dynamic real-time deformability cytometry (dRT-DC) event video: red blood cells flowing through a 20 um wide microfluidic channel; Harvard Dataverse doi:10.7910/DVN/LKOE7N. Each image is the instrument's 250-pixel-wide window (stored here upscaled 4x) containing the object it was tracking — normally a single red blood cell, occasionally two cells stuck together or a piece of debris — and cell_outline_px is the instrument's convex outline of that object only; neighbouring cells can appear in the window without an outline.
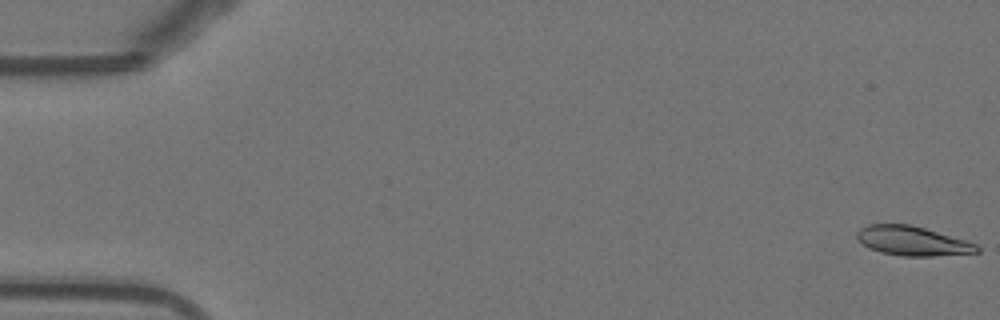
{"species": "Egyptian fruit bat (a non-hibernating species)", "species_latin": "Rousettus aegyptiacus", "temperature_condition": "warm", "stored_images_in_passage": 53, "camera_frame_rate_fps": 3000, "um_per_image_px": 0.085, "animal": {"sex": "female"}, "frame": {"image": 1, "passage_image": 1, "time_ms": 0.0, "image_size_px": [1000, 320], "cell_outline_px": [[980, 252], [932, 256], [900, 256], [880, 252], [868, 248], [856, 236], [856, 232], [860, 228], [868, 224], [908, 224], [924, 228], [964, 240], [976, 244], [980, 248]], "centroid_in_image_um": [77.53, 20.48], "position_along_channel_um": 7.5, "area_um2": 20.35}}
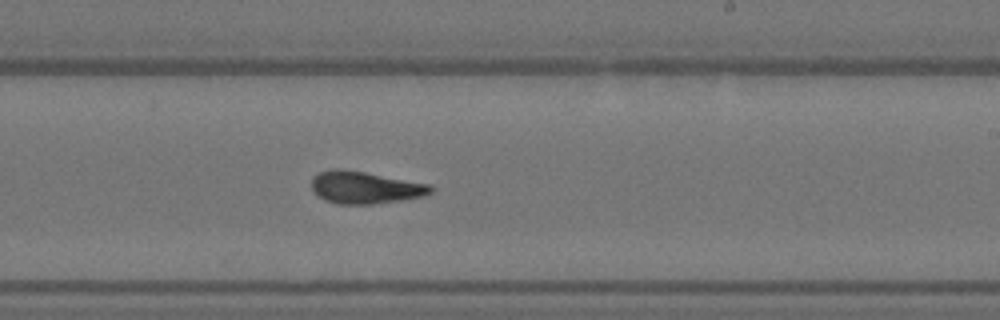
{"frame": {"image": 2, "passage_image": 32, "time_ms": 10.333, "image_size_px": [1000, 320], "cell_outline_px": [[432, 192], [424, 196], [400, 200], [372, 204], [340, 204], [324, 200], [312, 188], [312, 176], [320, 172], [332, 168], [340, 168], [364, 172], [432, 184]], "centroid_in_image_um": [31.04, 15.93], "position_along_channel_um": 258.0, "area_um2": 22.31}}
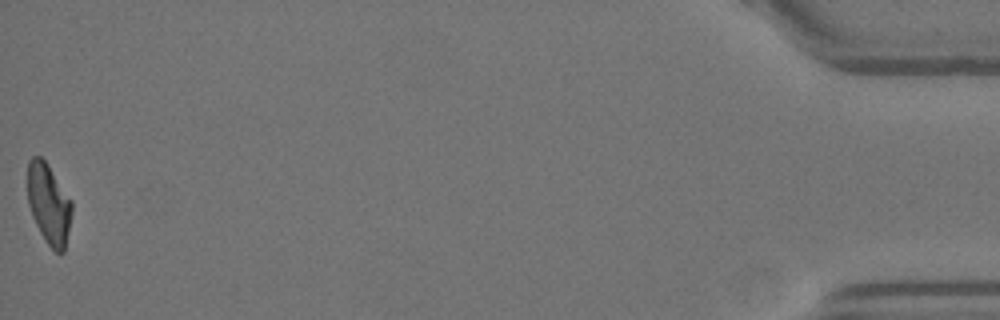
{"frame": {"image": 3, "passage_image": 53, "time_ms": 17.333, "image_size_px": [1000, 320], "cell_outline_px": [[72, 212], [64, 252], [56, 252], [48, 244], [40, 232], [32, 216], [28, 204], [28, 160], [32, 156], [40, 156], [48, 164], [72, 200]], "centroid_in_image_um": [4.15, 17.3], "position_along_channel_um": 431.1, "area_um2": 20.69}, "authors_computed_cell_mechanics": {"area_um2": 21.8484, "velocity_mm_per_s": 3.8724, "shape_relaxation_time_tau1_ms": 6.1125, "shape_relaxation_time_tau2_ms": 1.91, "deformation_change_tau1": 0.2407, "deformation_change_tau2": 0.104}}